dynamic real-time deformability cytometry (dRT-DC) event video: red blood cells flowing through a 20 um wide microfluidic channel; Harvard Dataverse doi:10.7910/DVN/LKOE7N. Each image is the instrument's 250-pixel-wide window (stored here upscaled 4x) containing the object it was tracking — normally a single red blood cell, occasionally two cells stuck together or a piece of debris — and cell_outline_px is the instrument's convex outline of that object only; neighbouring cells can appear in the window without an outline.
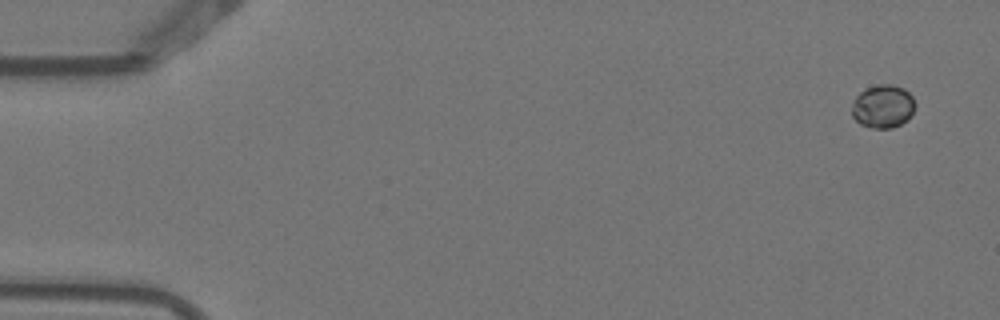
{"species": "Egyptian fruit bat (a non-hibernating species)", "species_latin": "Rousettus aegyptiacus", "temperature_condition": "warm", "stored_images_in_passage": 5, "camera_frame_rate_fps": 3000, "um_per_image_px": 0.085, "animal": {"sex": "female"}, "frame": {"image": 1, "passage_image": 1, "time_ms": 0.0, "image_size_px": [1000, 320], "cell_outline_px": [[916, 104], [908, 120], [892, 128], [872, 128], [860, 124], [852, 116], [852, 100], [860, 92], [876, 84], [892, 84], [904, 88], [912, 96]], "centroid_in_image_um": [75.04, 9.04], "position_along_channel_um": 10.0, "area_um2": 16.07}}